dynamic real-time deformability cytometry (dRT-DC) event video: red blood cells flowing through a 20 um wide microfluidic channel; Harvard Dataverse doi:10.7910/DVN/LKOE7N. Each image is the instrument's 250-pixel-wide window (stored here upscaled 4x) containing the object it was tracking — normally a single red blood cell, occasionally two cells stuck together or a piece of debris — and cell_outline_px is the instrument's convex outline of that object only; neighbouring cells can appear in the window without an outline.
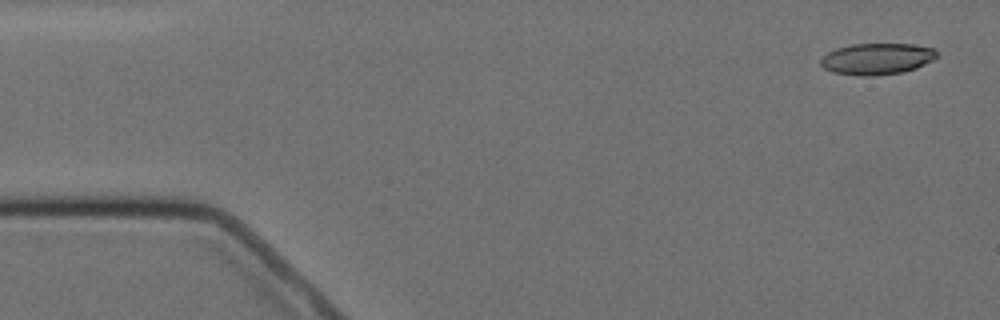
{"species": "Egyptian fruit bat (a non-hibernating species)", "species_latin": "Rousettus aegyptiacus", "temperature_condition": "cold", "stored_images_in_passage": 6, "camera_frame_rate_fps": 3000, "um_per_image_px": 0.085, "animal": {"sex": "female"}, "frame": {"image": 1, "passage_image": 1, "time_ms": 0.0, "image_size_px": [1000, 320], "cell_outline_px": [[936, 56], [932, 60], [916, 68], [900, 72], [872, 76], [860, 76], [832, 72], [824, 68], [820, 64], [820, 60], [828, 52], [836, 48], [852, 44], [912, 44], [932, 48], [936, 52]], "centroid_in_image_um": [74.5, 5.0], "position_along_channel_um": 10.5, "area_um2": 21.04}}
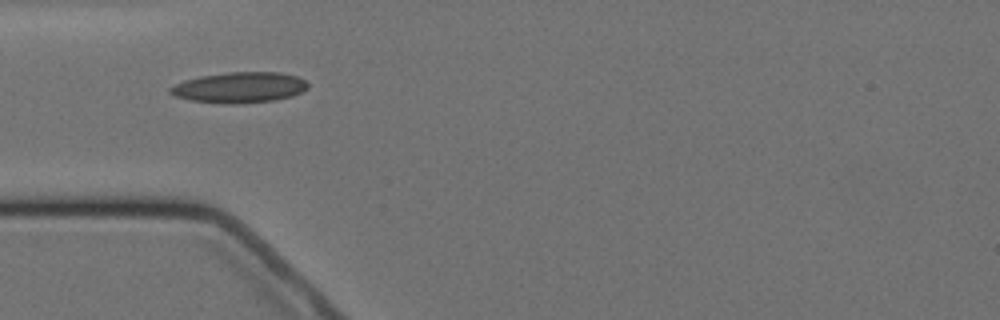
{"frame": {"image": 2, "passage_image": 5, "time_ms": 4.667, "image_size_px": [1000, 320], "cell_outline_px": [[308, 88], [292, 96], [276, 100], [236, 104], [224, 104], [192, 100], [176, 96], [168, 92], [168, 88], [184, 80], [200, 76], [228, 72], [280, 72], [296, 76], [304, 80], [308, 84]], "centroid_in_image_um": [20.36, 7.43], "position_along_channel_um": 64.6, "area_um2": 24.62}}
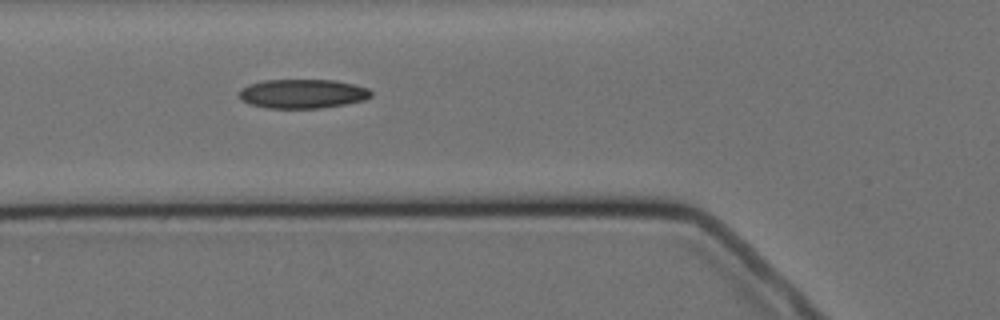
{"frame": {"image": 3, "passage_image": 6, "time_ms": 5.667, "image_size_px": [1000, 320], "cell_outline_px": [[372, 96], [364, 100], [344, 104], [320, 108], [264, 108], [248, 104], [240, 96], [240, 88], [248, 84], [264, 80], [336, 80], [356, 84], [368, 88], [372, 92]], "centroid_in_image_um": [25.73, 7.96], "position_along_channel_um": 100.1, "area_um2": 22.54}}